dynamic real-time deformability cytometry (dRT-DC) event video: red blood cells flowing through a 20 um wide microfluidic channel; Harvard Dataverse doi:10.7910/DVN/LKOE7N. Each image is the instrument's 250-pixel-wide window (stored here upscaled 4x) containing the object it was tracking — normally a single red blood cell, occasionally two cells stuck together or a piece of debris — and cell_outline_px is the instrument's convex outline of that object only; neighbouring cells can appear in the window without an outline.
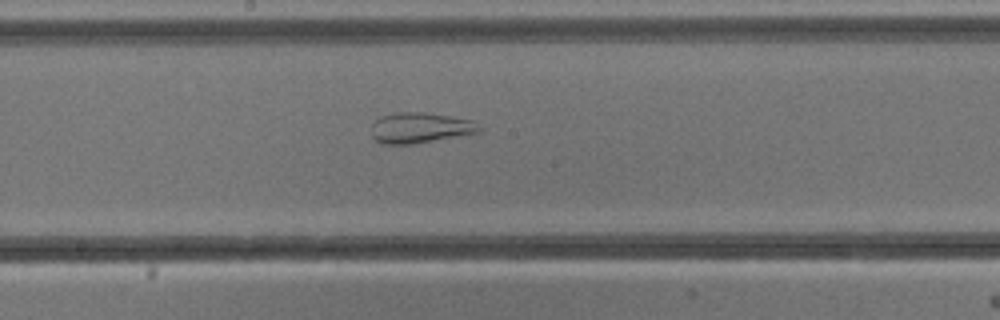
{"species": "common noctule bat (a hibernating species)", "species_latin": "Nyctalus noctula", "temperature_condition": "cold", "stored_images_in_passage": 20, "camera_frame_rate_fps": 3000, "um_per_image_px": 0.085, "animal": {"sex": "male", "body_mass_g": 13.3}, "frame": {"image": 1, "passage_image": 15, "time_ms": 4.667, "image_size_px": [1000, 320], "cell_outline_px": [[484, 128], [480, 132], [412, 144], [384, 144], [376, 140], [372, 136], [372, 120], [380, 116], [396, 112], [424, 112], [472, 120]], "centroid_in_image_um": [35.69, 10.85], "position_along_channel_um": 212.5, "area_um2": 19.25}}